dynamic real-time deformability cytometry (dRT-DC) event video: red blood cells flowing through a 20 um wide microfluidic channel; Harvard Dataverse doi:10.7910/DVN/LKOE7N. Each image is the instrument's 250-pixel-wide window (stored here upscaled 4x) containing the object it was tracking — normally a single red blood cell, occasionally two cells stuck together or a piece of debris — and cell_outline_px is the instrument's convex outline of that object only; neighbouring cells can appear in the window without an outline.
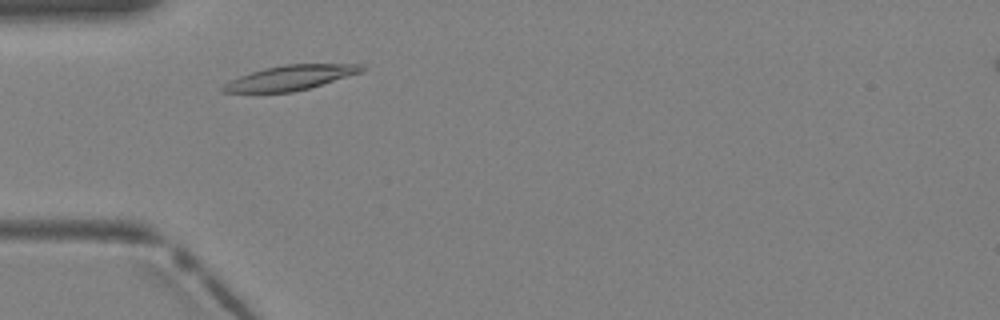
{"species": "Egyptian fruit bat (a non-hibernating species)", "species_latin": "Rousettus aegyptiacus", "temperature_condition": "warm", "stored_images_in_passage": 1, "camera_frame_rate_fps": 3000, "um_per_image_px": 0.085, "animal": {"sex": "female"}, "frame": {"image": 1, "passage_image": 1, "time_ms": 0.0, "image_size_px": [1000, 320], "cell_outline_px": [[364, 68], [360, 72], [308, 88], [292, 92], [220, 92], [220, 88], [224, 84], [240, 76], [264, 68], [284, 64], [360, 64]], "centroid_in_image_um": [24.62, 6.6], "position_along_channel_um": 60.4, "area_um2": 19.54}}